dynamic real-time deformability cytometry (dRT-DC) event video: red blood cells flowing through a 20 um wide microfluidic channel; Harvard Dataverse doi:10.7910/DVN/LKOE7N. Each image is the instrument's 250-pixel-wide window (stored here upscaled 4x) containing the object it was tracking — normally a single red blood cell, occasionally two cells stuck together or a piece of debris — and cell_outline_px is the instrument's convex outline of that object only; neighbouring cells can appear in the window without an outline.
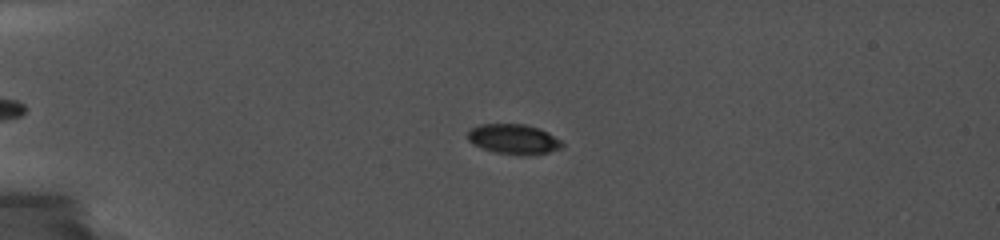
{"species": "common noctule bat (a hibernating species)", "species_latin": "Nyctalus noctula", "temperature_condition": "cold", "stored_images_in_passage": 96, "camera_frame_rate_fps": 5000, "um_per_image_px": 0.085, "animal": {"sex": "female", "body_mass_g": 19.0, "forearm_length_mm": 56.7}, "frame": {"image": 1, "passage_image": 19, "time_ms": 4.6, "image_size_px": [1000, 240], "cell_outline_px": [[564, 148], [548, 152], [496, 152], [484, 148], [468, 140], [468, 128], [480, 124], [524, 124], [540, 128], [548, 132], [560, 140], [564, 144]], "centroid_in_image_um": [43.66, 11.76], "position_along_channel_um": 41.3, "area_um2": 15.78}}
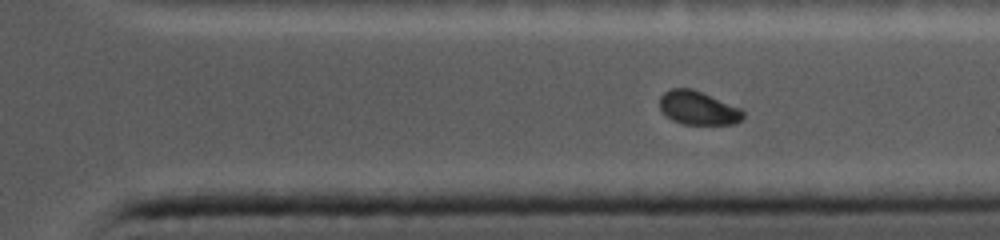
{"frame": {"image": 2, "passage_image": 84, "time_ms": 14.2, "image_size_px": [1000, 240], "cell_outline_px": [[744, 116], [736, 124], [684, 124], [672, 120], [660, 108], [660, 96], [664, 92], [672, 88], [692, 88], [740, 108], [744, 112]], "centroid_in_image_um": [59.34, 9.17], "position_along_channel_um": 352.1, "area_um2": 16.18}}
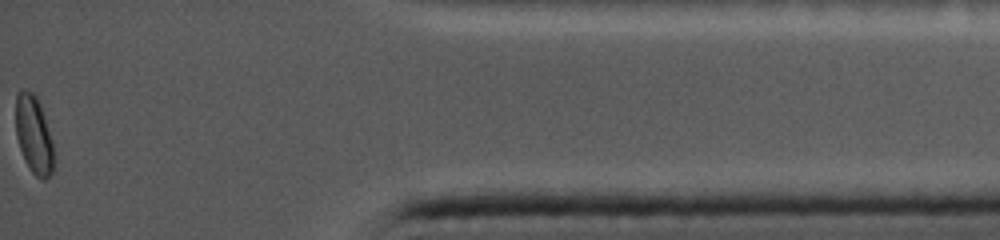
{"frame": {"image": 3, "passage_image": 96, "time_ms": 17.2, "image_size_px": [1000, 240], "cell_outline_px": [[56, 160], [52, 172], [44, 180], [40, 180], [28, 168], [24, 160], [16, 136], [16, 96], [20, 88], [24, 88], [32, 92], [40, 100], [52, 140]], "centroid_in_image_um": [2.9, 11.46], "position_along_channel_um": 432.3, "area_um2": 17.86}}